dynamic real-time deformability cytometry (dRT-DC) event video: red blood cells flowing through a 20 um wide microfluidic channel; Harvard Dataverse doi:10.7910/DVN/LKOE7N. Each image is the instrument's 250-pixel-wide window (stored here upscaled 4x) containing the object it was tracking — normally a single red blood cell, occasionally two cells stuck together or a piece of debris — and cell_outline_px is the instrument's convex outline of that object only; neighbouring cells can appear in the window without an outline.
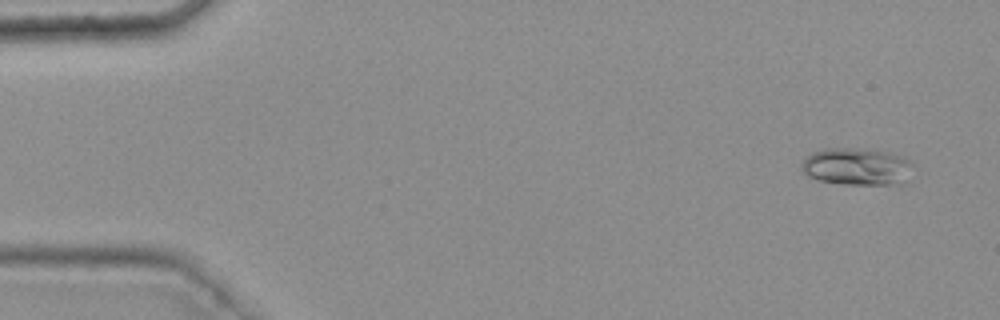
{"species": "common noctule bat (a hibernating species)", "species_latin": "Nyctalus noctula", "temperature_condition": "warm", "stored_images_in_passage": 49, "camera_frame_rate_fps": 3000, "um_per_image_px": 0.085, "animal": {"sex": "female", "body_mass_g": 25.1}, "frame": {"image": 1, "passage_image": 4, "time_ms": 1.0, "image_size_px": [1000, 320], "cell_outline_px": [[912, 164], [904, 184], [844, 184], [820, 180], [808, 176], [800, 168], [800, 164], [812, 152], [824, 148], [848, 148], [888, 152], [900, 156], [908, 160]], "centroid_in_image_um": [72.79, 14.16], "position_along_channel_um": 12.2, "area_um2": 23.87}}
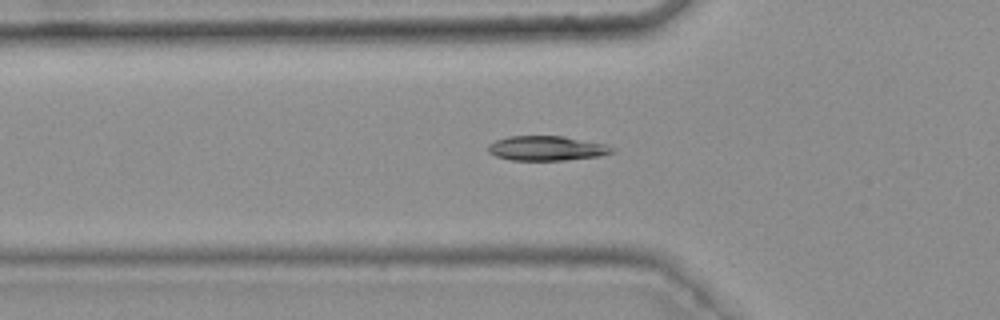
{"frame": {"image": 2, "passage_image": 19, "time_ms": 6.0, "image_size_px": [1000, 320], "cell_outline_px": [[616, 148], [612, 152], [600, 156], [564, 160], [512, 160], [496, 156], [488, 152], [488, 144], [496, 140], [508, 136], [564, 136], [608, 144]], "centroid_in_image_um": [46.49, 12.59], "position_along_channel_um": 79.3, "area_um2": 17.92}}
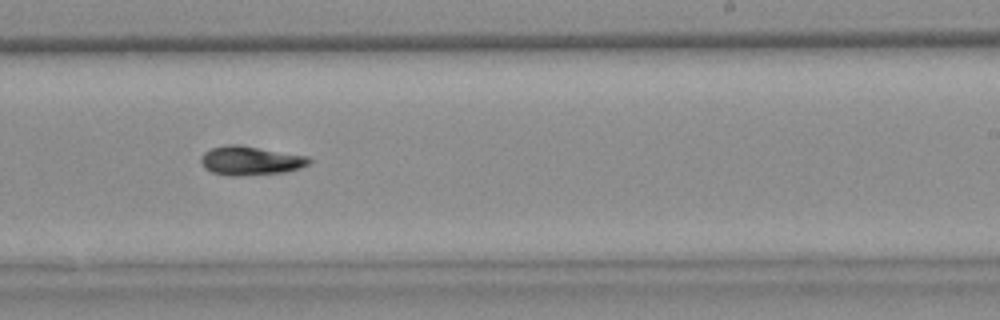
{"frame": {"image": 3, "passage_image": 34, "time_ms": 11.0, "image_size_px": [1000, 320], "cell_outline_px": [[312, 160], [308, 164], [300, 168], [284, 172], [240, 176], [228, 176], [212, 172], [204, 168], [200, 164], [200, 156], [204, 152], [212, 148], [228, 144], [240, 144], [308, 156]], "centroid_in_image_um": [21.26, 13.65], "position_along_channel_um": 267.7, "area_um2": 18.5}, "authors_computed_cell_mechanics": {"area_um2": 17.629, "velocity_mm_per_s": 3.7678, "shape_relaxation_time_tau1_ms": 7.3743, "shape_relaxation_time_tau2_ms": null, "deformation_change_tau1": 0.1459, "deformation_change_tau2": null}}